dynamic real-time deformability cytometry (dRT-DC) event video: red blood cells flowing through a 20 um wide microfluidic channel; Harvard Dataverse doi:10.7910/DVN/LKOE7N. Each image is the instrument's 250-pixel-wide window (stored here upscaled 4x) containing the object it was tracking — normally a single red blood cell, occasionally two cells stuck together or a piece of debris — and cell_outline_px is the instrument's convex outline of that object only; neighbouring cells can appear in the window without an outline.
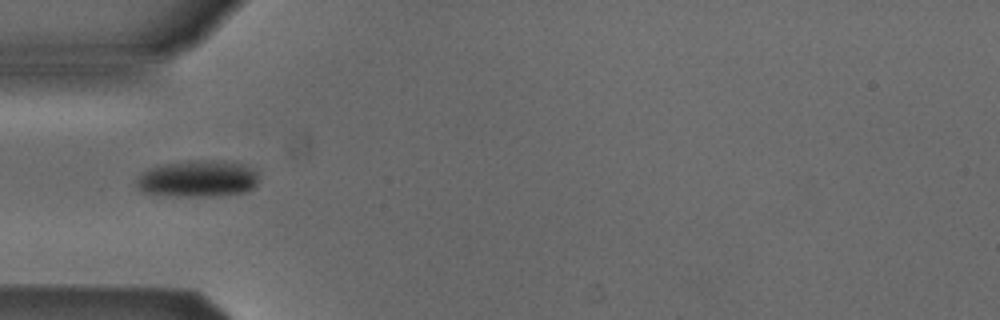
{"species": "Egyptian fruit bat (a non-hibernating species)", "species_latin": "Rousettus aegyptiacus", "temperature_condition": "cold", "stored_images_in_passage": 37, "camera_frame_rate_fps": 3000, "um_per_image_px": 0.085, "animal": {"sex": "male"}, "frame": {"image": 1, "passage_image": 1, "time_ms": 0.0, "image_size_px": [1000, 320], "cell_outline_px": [[256, 184], [252, 188], [244, 192], [212, 196], [176, 196], [140, 192], [136, 188], [136, 180], [144, 172], [152, 168], [168, 164], [188, 160], [212, 160], [240, 164], [252, 168], [256, 172]], "centroid_in_image_um": [16.78, 15.2], "position_along_channel_um": 68.2, "area_um2": 25.72}}
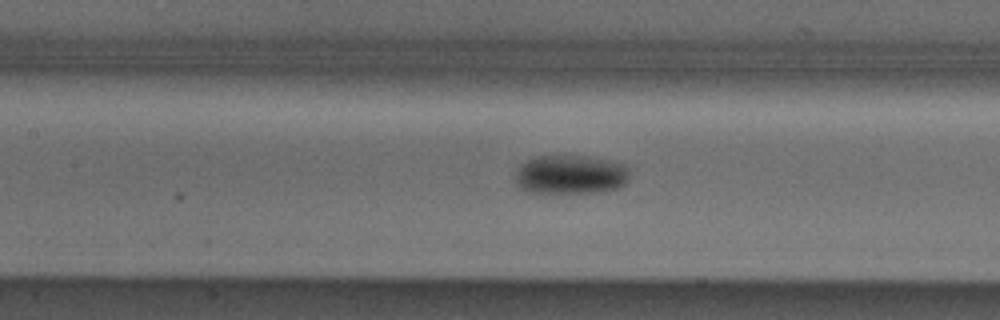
{"frame": {"image": 2, "passage_image": 8, "time_ms": 2.333, "image_size_px": [1000, 320], "cell_outline_px": [[628, 180], [620, 188], [600, 192], [528, 192], [516, 188], [516, 172], [520, 164], [536, 156], [588, 156], [608, 160], [624, 164], [628, 168]], "centroid_in_image_um": [48.48, 14.84], "position_along_channel_um": 158.9, "area_um2": 26.13}}
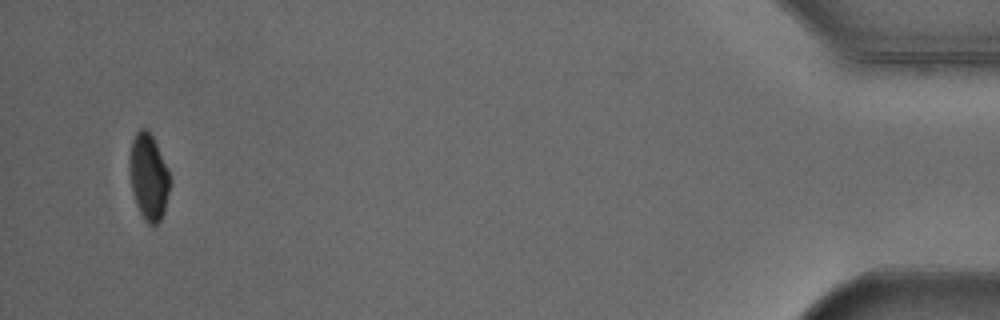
{"frame": {"image": 3, "passage_image": 35, "time_ms": 11.333, "image_size_px": [1000, 320], "cell_outline_px": [[172, 180], [164, 212], [160, 220], [156, 224], [148, 224], [144, 220], [136, 204], [132, 192], [128, 168], [128, 160], [132, 140], [136, 132], [140, 128], [148, 128], [168, 168]], "centroid_in_image_um": [12.63, 15.02], "position_along_channel_um": 422.6, "area_um2": 20.69}, "authors_computed_cell_mechanics": {"area_um2": 24.7962, "velocity_mm_per_s": 3.8922, "shape_relaxation_time_tau1_ms": 5.7049, "shape_relaxation_time_tau2_ms": null, "deformation_change_tau1": 0.1149, "deformation_change_tau2": null}}